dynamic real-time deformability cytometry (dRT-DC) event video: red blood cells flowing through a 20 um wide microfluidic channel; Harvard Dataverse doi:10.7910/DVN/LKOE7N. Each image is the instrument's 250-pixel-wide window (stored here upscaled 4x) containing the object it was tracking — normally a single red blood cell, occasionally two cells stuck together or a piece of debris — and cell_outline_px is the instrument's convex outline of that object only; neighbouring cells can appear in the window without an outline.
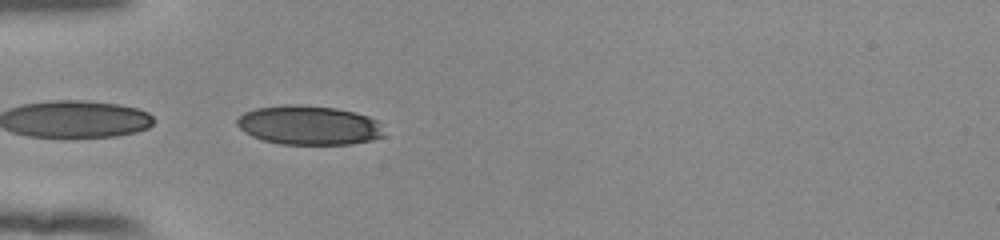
{"species": "human", "species_latin": "Homo sapiens", "temperature_condition": "room temperature", "stored_images_in_passage": 15, "camera_frame_rate_fps": 3000, "um_per_image_px": 0.085, "donor": {"sex": "female"}, "frame": {"image": 1, "passage_image": 1, "time_ms": 0.0, "image_size_px": [1000, 240], "cell_outline_px": [[384, 136], [372, 140], [352, 144], [280, 144], [264, 140], [252, 136], [244, 132], [236, 124], [236, 120], [244, 112], [256, 108], [284, 104], [300, 104], [336, 108], [356, 112], [368, 116], [376, 120], [380, 124]], "centroid_in_image_um": [26.25, 10.63], "position_along_channel_um": 58.8, "area_um2": 33.76}}
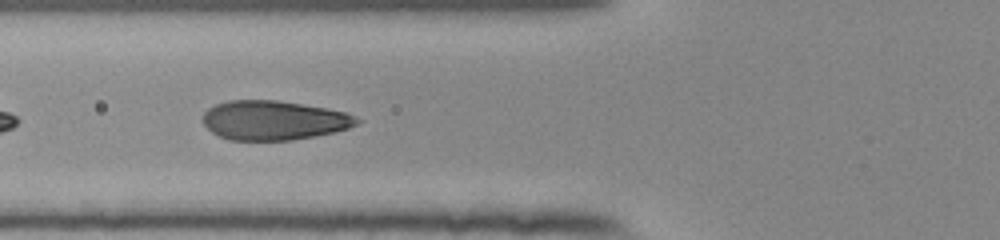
{"frame": {"image": 2, "passage_image": 5, "time_ms": 1.333, "image_size_px": [1000, 240], "cell_outline_px": [[364, 120], [348, 128], [332, 132], [292, 140], [228, 140], [212, 132], [204, 124], [204, 112], [208, 108], [216, 104], [228, 100], [276, 100], [324, 108], [344, 112], [356, 116]], "centroid_in_image_um": [23.26, 10.22], "position_along_channel_um": 102.5, "area_um2": 35.03}}
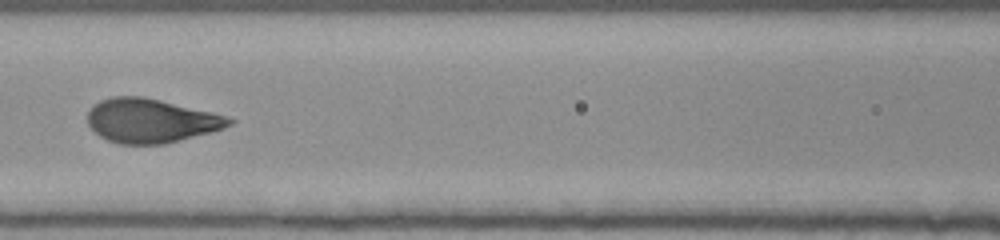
{"frame": {"image": 3, "passage_image": 9, "time_ms": 2.667, "image_size_px": [1000, 240], "cell_outline_px": [[236, 120], [232, 124], [224, 128], [164, 144], [120, 144], [108, 140], [100, 136], [88, 124], [88, 112], [92, 104], [100, 100], [112, 96], [140, 96], [160, 100], [212, 112], [228, 116]], "centroid_in_image_um": [12.81, 10.25], "position_along_channel_um": 153.8, "area_um2": 36.18}}